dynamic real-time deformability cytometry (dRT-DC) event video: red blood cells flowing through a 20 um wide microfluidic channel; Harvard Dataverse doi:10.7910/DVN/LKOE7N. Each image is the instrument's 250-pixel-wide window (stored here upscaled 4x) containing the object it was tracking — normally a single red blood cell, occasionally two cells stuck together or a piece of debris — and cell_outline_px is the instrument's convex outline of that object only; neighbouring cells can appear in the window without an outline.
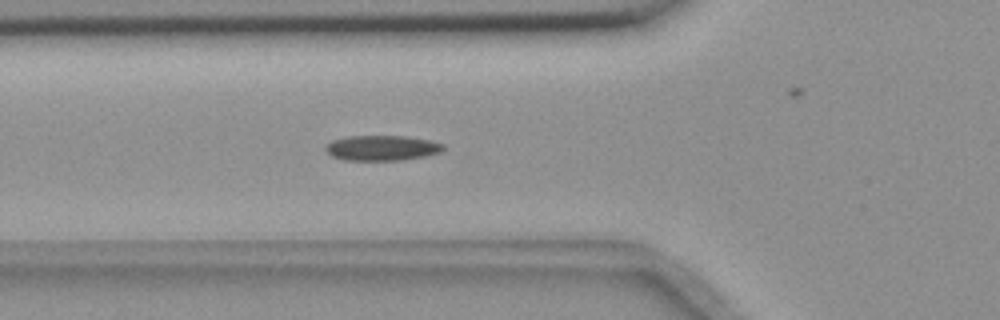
{"species": "common noctule bat (a hibernating species)", "species_latin": "Nyctalus noctula", "temperature_condition": "room temperature", "stored_images_in_passage": 43, "segment_of_instrument_passage": [1, 2], "camera_frame_rate_fps": 3000, "um_per_image_px": 0.085, "animal": {"sex": "female", "body_mass_g": 18.4}, "frame": {"image": 1, "passage_image": 6, "time_ms": 1.667, "image_size_px": [1000, 320], "cell_outline_px": [[444, 148], [440, 152], [424, 156], [404, 160], [344, 160], [332, 156], [324, 148], [332, 140], [348, 136], [408, 136], [432, 140], [444, 144]], "centroid_in_image_um": [32.49, 12.57], "position_along_channel_um": 93.3, "area_um2": 17.34}}
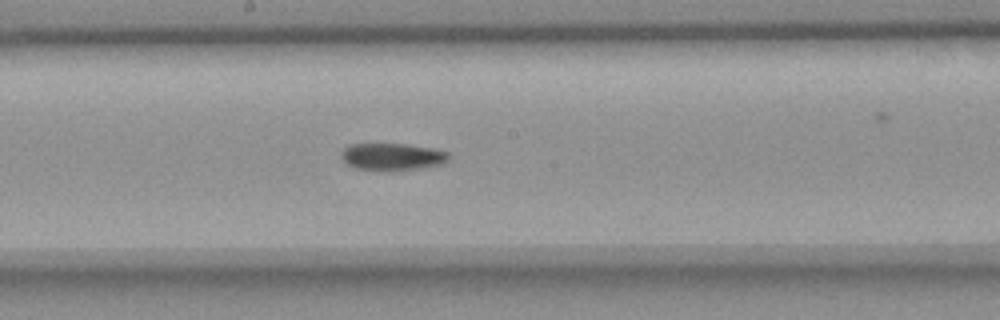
{"frame": {"image": 2, "passage_image": 16, "time_ms": 5.0, "image_size_px": [1000, 320], "cell_outline_px": [[448, 160], [444, 164], [420, 168], [388, 172], [380, 172], [356, 168], [348, 164], [340, 156], [340, 152], [348, 144], [408, 144], [436, 148], [448, 152]], "centroid_in_image_um": [33.35, 13.33], "position_along_channel_um": 214.9, "area_um2": 17.51}}
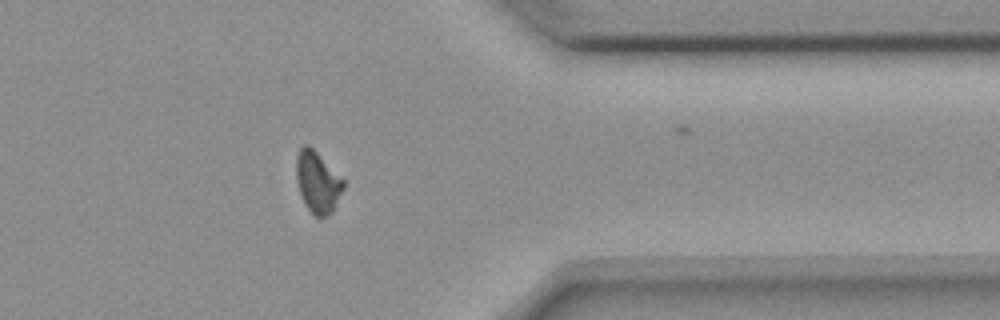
{"frame": {"image": 3, "passage_image": 31, "time_ms": 10.0, "image_size_px": [1000, 320], "cell_outline_px": [[344, 188], [332, 212], [320, 220], [308, 208], [300, 192], [296, 180], [296, 156], [300, 148], [304, 144], [308, 144], [344, 180]], "centroid_in_image_um": [26.99, 15.49], "position_along_channel_um": 384.4, "area_um2": 16.65}}